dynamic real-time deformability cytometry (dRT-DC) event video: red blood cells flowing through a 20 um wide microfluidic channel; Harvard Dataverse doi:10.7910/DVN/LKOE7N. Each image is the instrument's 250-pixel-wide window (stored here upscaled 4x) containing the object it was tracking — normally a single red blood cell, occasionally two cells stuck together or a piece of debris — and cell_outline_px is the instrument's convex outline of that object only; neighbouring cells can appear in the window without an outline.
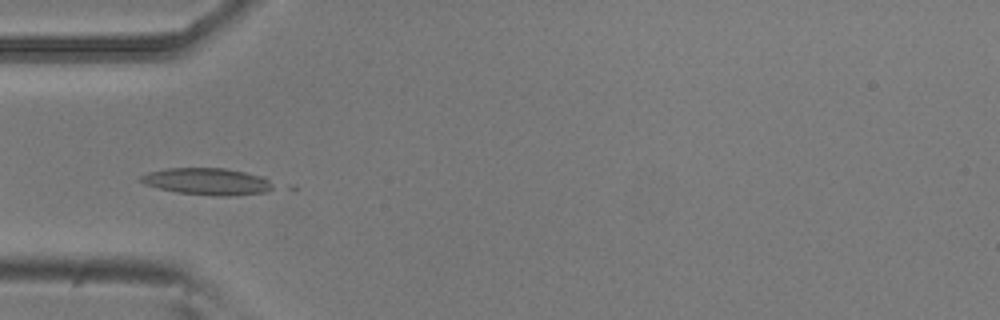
{"species": "common noctule bat (a hibernating species)", "species_latin": "Nyctalus noctula", "temperature_condition": "room temperature", "stored_images_in_passage": 51, "camera_frame_rate_fps": 3000, "um_per_image_px": 0.085, "animal": {"sex": "male", "body_mass_g": 20.5, "forearm_length_mm": 52.5}, "frame": {"image": 1, "passage_image": 14, "time_ms": 4.333, "image_size_px": [1000, 320], "cell_outline_px": [[276, 188], [268, 192], [228, 196], [212, 196], [176, 192], [144, 184], [136, 180], [140, 176], [148, 172], [168, 168], [224, 168], [264, 176], [276, 184]], "centroid_in_image_um": [17.67, 15.43], "position_along_channel_um": 67.3, "area_um2": 21.1}}
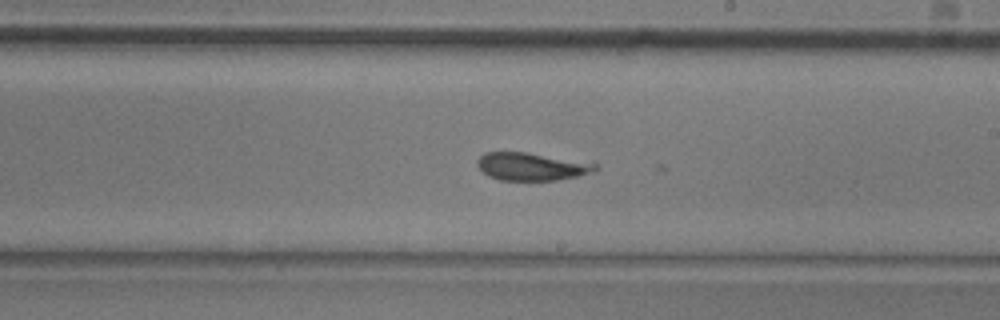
{"frame": {"image": 2, "passage_image": 28, "time_ms": 9.0, "image_size_px": [1000, 320], "cell_outline_px": [[600, 168], [596, 172], [580, 176], [556, 180], [500, 180], [488, 176], [476, 164], [476, 160], [484, 152], [528, 152], [596, 160], [600, 164]], "centroid_in_image_um": [45.39, 14.12], "position_along_channel_um": 243.6, "area_um2": 20.23}}
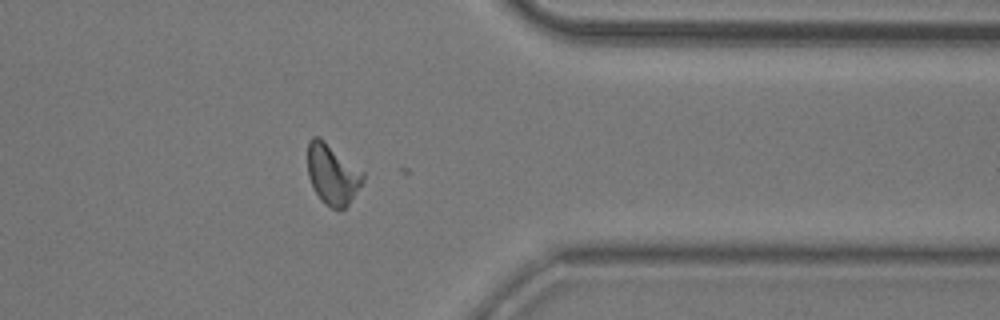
{"frame": {"image": 3, "passage_image": 40, "time_ms": 13.0, "image_size_px": [1000, 320], "cell_outline_px": [[364, 180], [348, 204], [344, 208], [332, 208], [324, 204], [316, 192], [308, 176], [308, 140], [312, 136], [320, 136], [364, 172]], "centroid_in_image_um": [28.25, 14.77], "position_along_channel_um": 383.2, "area_um2": 19.36}}